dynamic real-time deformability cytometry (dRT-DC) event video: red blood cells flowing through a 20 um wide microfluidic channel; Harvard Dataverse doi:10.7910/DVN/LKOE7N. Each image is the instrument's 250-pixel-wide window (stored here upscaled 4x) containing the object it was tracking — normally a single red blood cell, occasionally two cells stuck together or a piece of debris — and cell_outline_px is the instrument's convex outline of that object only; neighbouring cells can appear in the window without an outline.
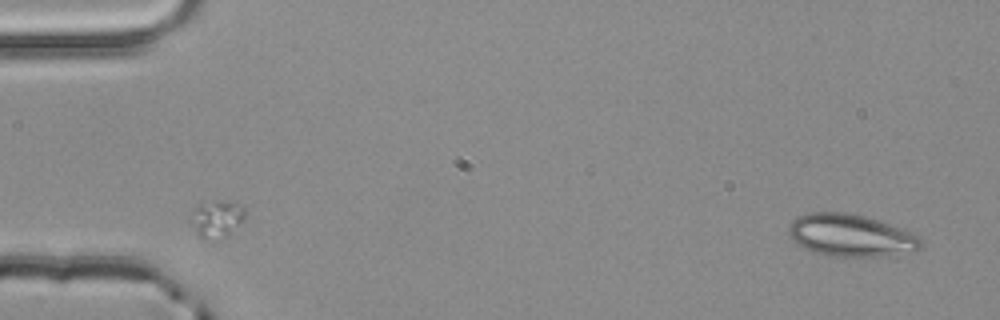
{"species": "common noctule bat (a hibernating species)", "species_latin": "Nyctalus noctula", "temperature_condition": "room temperature", "stored_images_in_passage": 5, "segment_of_instrument_passage": [2, 2], "camera_frame_rate_fps": 3000, "um_per_image_px": 0.085, "animal": {"sex": "male", "body_mass_g": 20.4}, "frame": {"image": 1, "passage_image": 5, "time_ms": 1.333, "image_size_px": [1000, 320], "cell_outline_px": [[920, 248], [916, 252], [880, 256], [832, 256], [812, 252], [804, 248], [788, 232], [788, 228], [792, 220], [796, 216], [808, 212], [844, 212], [864, 216], [904, 228], [920, 236]], "centroid_in_image_um": [72.35, 20.0], "position_along_channel_um": 12.7, "area_um2": 32.6}}